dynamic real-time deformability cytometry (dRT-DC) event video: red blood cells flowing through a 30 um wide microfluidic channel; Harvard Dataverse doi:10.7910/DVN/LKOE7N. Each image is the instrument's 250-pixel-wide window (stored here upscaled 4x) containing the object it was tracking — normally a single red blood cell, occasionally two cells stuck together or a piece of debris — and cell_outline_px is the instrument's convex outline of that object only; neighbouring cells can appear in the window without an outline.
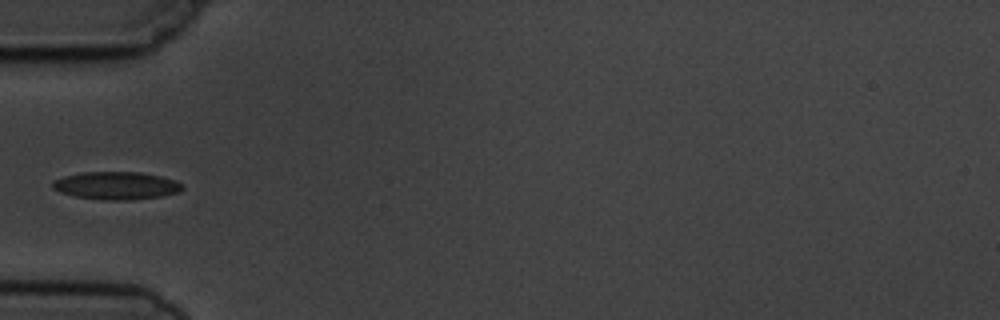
{"species": "common noctule bat (a hibernating species)", "species_latin": "Nyctalus noctula", "temperature_condition": "cold", "stored_images_in_passage": 8, "camera_frame_rate_fps": 3000, "um_per_image_px": 0.085, "animal": {"sex": "male", "body_mass_g": 19.5, "forearm_length_mm": 54.6}, "frame": {"image": 1, "passage_image": 6, "time_ms": 5.667, "image_size_px": [1000, 320], "cell_outline_px": [[184, 188], [180, 192], [160, 196], [128, 200], [104, 200], [76, 196], [60, 192], [52, 188], [52, 180], [64, 176], [80, 172], [140, 172], [160, 176], [176, 180], [184, 184]], "centroid_in_image_um": [9.9, 15.77], "position_along_channel_um": 75.1, "area_um2": 21.1}}
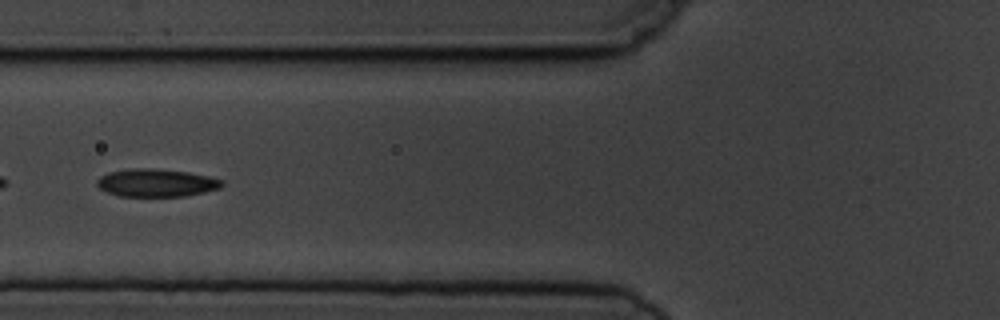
{"frame": {"image": 2, "passage_image": 7, "time_ms": 6.667, "image_size_px": [1000, 320], "cell_outline_px": [[224, 184], [220, 188], [204, 192], [184, 196], [120, 196], [108, 192], [100, 188], [96, 184], [96, 180], [100, 176], [108, 172], [128, 168], [148, 168], [188, 172], [208, 176], [224, 180]], "centroid_in_image_um": [13.28, 15.53], "position_along_channel_um": 112.5, "area_um2": 20.29}}
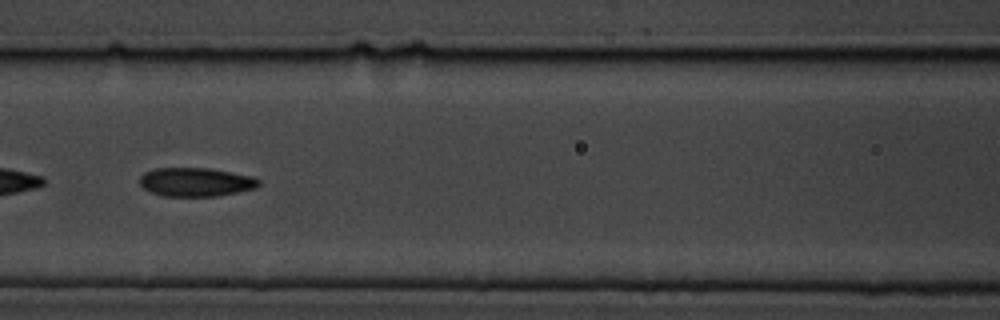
{"frame": {"image": 3, "passage_image": 8, "time_ms": 7.667, "image_size_px": [1000, 320], "cell_outline_px": [[260, 184], [256, 188], [216, 196], [164, 196], [152, 192], [144, 188], [140, 184], [140, 176], [144, 172], [156, 168], [208, 168], [252, 176], [260, 180]], "centroid_in_image_um": [16.64, 15.47], "position_along_channel_um": 150.0, "area_um2": 19.83}}